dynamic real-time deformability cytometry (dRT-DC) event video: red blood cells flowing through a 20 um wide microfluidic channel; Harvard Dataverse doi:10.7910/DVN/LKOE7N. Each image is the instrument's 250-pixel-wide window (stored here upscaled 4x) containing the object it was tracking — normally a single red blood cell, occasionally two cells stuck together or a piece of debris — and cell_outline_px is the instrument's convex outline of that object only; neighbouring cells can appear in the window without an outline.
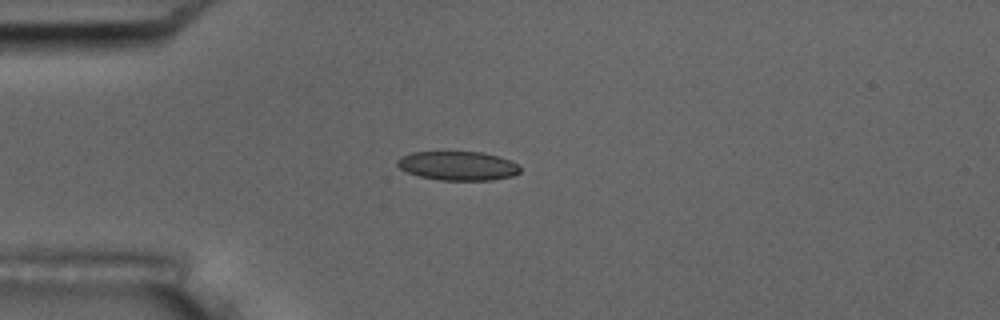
{"species": "common noctule bat (a hibernating species)", "species_latin": "Nyctalus noctula", "temperature_condition": "room temperature", "stored_images_in_passage": 15, "camera_frame_rate_fps": 3000, "um_per_image_px": 0.085, "animal": {"sex": "male", "body_mass_g": 17.5, "forearm_length_mm": 52.3}, "frame": {"image": 1, "passage_image": 3, "time_ms": 3.333, "image_size_px": [1000, 320], "cell_outline_px": [[520, 172], [512, 176], [492, 180], [440, 180], [420, 176], [408, 172], [400, 168], [396, 164], [396, 160], [400, 156], [412, 152], [480, 152], [500, 156], [516, 164], [520, 168]], "centroid_in_image_um": [38.9, 14.09], "position_along_channel_um": 46.1, "area_um2": 20.69}}
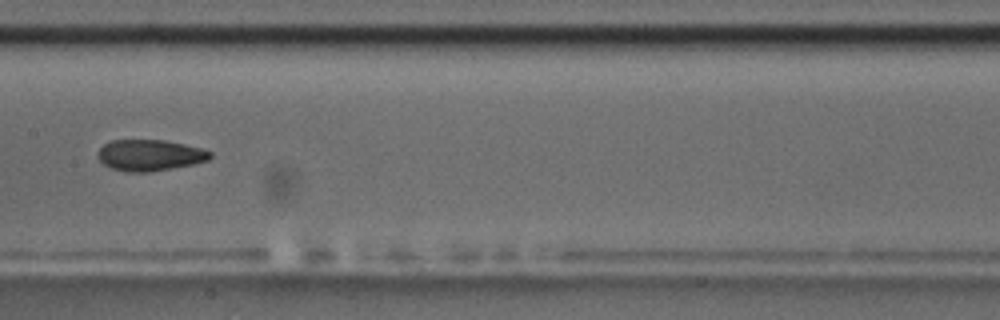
{"frame": {"image": 2, "passage_image": 7, "time_ms": 8.0, "image_size_px": [1000, 320], "cell_outline_px": [[212, 156], [208, 160], [192, 164], [148, 172], [128, 172], [112, 168], [104, 164], [96, 156], [96, 152], [104, 144], [112, 140], [164, 140], [184, 144], [200, 148], [212, 152]], "centroid_in_image_um": [12.7, 13.18], "position_along_channel_um": 194.7, "area_um2": 20.29}, "authors_computed_cell_mechanics": {"area_um2": 20.6924, "velocity_mm_per_s": 3.5512, "shape_relaxation_time_tau1_ms": null, "shape_relaxation_time_tau2_ms": 8.3312, "deformation_change_tau1": null, "deformation_change_tau2": 0.1218}}